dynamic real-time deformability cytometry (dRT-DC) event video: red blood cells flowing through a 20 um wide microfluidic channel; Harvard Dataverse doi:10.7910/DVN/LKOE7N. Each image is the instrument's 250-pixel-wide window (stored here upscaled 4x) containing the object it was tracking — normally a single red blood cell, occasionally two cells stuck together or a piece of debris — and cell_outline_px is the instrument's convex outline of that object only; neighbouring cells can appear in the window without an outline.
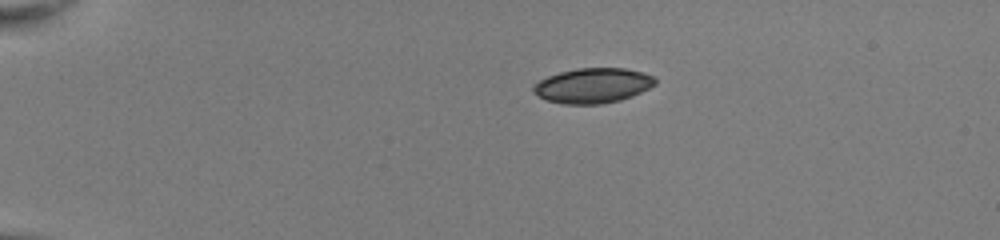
{"species": "common noctule bat (a hibernating species)", "species_latin": "Nyctalus noctula", "temperature_condition": "room temperature", "stored_images_in_passage": 41, "camera_frame_rate_fps": 3000, "um_per_image_px": 0.085, "animal": {"sex": "female", "body_mass_g": 22.0, "forearm_length_mm": 56.7}, "frame": {"image": 1, "passage_image": 1, "time_ms": 0.0, "image_size_px": [1000, 240], "cell_outline_px": [[656, 84], [632, 96], [620, 100], [600, 104], [564, 104], [548, 100], [532, 92], [532, 84], [548, 76], [560, 72], [576, 68], [624, 68], [644, 72], [656, 76]], "centroid_in_image_um": [50.4, 7.26], "position_along_channel_um": 34.6, "area_um2": 24.91}}
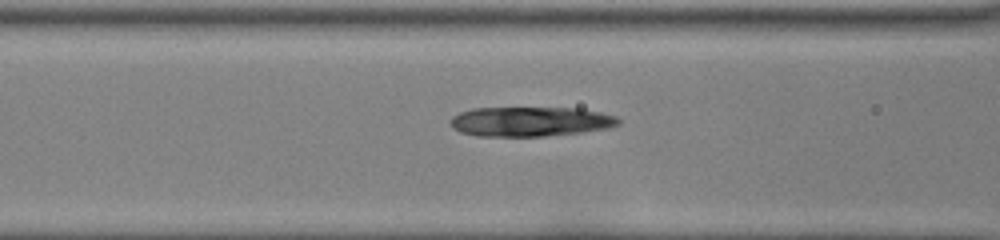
{"frame": {"image": 2, "passage_image": 13, "time_ms": 4.0, "image_size_px": [1000, 240], "cell_outline_px": [[620, 124], [608, 128], [580, 132], [544, 136], [476, 136], [460, 132], [452, 128], [452, 116], [460, 112], [472, 108], [580, 108], [600, 112], [616, 116], [620, 120]], "centroid_in_image_um": [45.08, 10.33], "position_along_channel_um": 121.5, "area_um2": 29.02}}
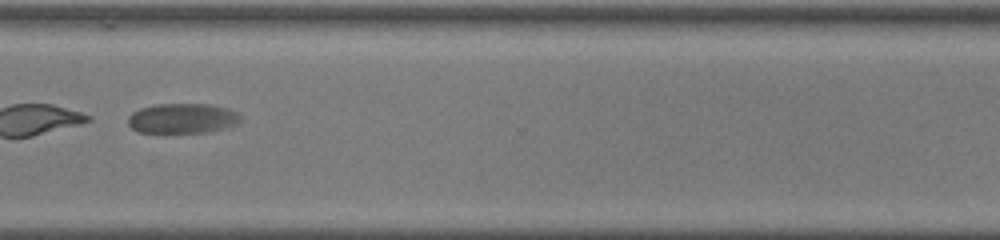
{"frame": {"image": 3, "passage_image": 31, "time_ms": 10.0, "image_size_px": [1000, 240], "cell_outline_px": [[240, 120], [236, 124], [212, 132], [140, 132], [132, 128], [128, 124], [128, 116], [132, 112], [140, 108], [156, 104], [212, 104], [228, 108], [236, 112], [240, 116]], "centroid_in_image_um": [15.51, 10.05], "position_along_channel_um": 355.1, "area_um2": 19.65}}